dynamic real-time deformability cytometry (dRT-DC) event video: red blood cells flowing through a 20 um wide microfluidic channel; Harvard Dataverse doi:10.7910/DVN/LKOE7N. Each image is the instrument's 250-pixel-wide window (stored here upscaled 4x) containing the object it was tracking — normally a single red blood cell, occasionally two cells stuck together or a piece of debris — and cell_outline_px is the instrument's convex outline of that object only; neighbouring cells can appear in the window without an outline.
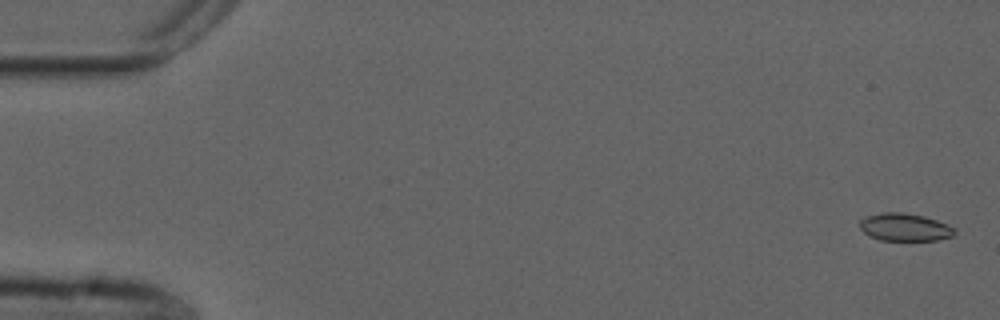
{"species": "common noctule bat (a hibernating species)", "species_latin": "Nyctalus noctula", "temperature_condition": "cold", "stored_images_in_passage": 21, "camera_frame_rate_fps": 3000, "um_per_image_px": 0.085, "animal": {"sex": "male", "forearm_length_mm": 52.5}, "frame": {"image": 1, "passage_image": 2, "time_ms": 0.333, "image_size_px": [1000, 320], "cell_outline_px": [[956, 232], [952, 236], [936, 240], [880, 240], [868, 236], [860, 228], [860, 220], [864, 216], [884, 212], [900, 212], [924, 216], [948, 224]], "centroid_in_image_um": [76.86, 19.31], "position_along_channel_um": 8.1, "area_um2": 15.26}}
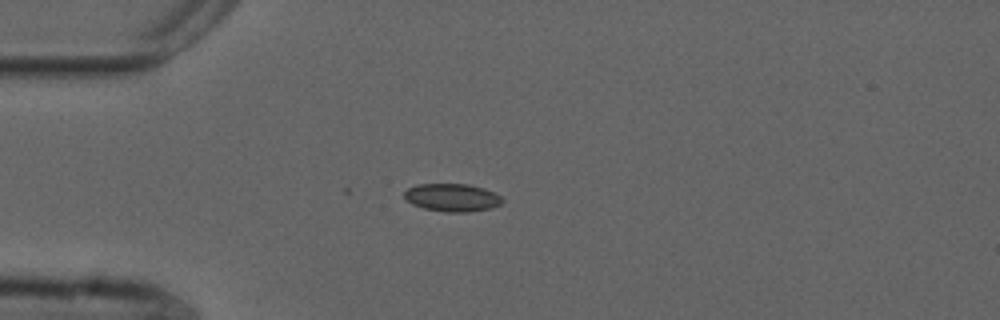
{"frame": {"image": 2, "passage_image": 15, "time_ms": 4.667, "image_size_px": [1000, 320], "cell_outline_px": [[504, 200], [500, 204], [492, 208], [468, 212], [444, 212], [424, 208], [412, 204], [404, 196], [404, 192], [408, 188], [416, 184], [468, 184], [484, 188], [500, 196]], "centroid_in_image_um": [38.43, 16.79], "position_along_channel_um": 46.6, "area_um2": 15.9}}
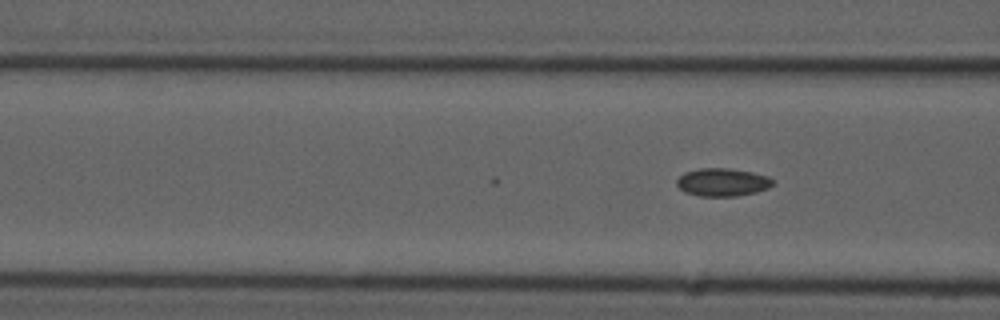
{"frame": {"image": 3, "passage_image": 21, "time_ms": 6.667, "image_size_px": [1000, 320], "cell_outline_px": [[776, 184], [768, 188], [756, 192], [736, 196], [700, 196], [684, 192], [676, 184], [676, 180], [684, 172], [700, 168], [728, 168], [752, 172], [768, 176], [776, 180]], "centroid_in_image_um": [61.44, 15.48], "position_along_channel_um": 105.2, "area_um2": 15.84}}